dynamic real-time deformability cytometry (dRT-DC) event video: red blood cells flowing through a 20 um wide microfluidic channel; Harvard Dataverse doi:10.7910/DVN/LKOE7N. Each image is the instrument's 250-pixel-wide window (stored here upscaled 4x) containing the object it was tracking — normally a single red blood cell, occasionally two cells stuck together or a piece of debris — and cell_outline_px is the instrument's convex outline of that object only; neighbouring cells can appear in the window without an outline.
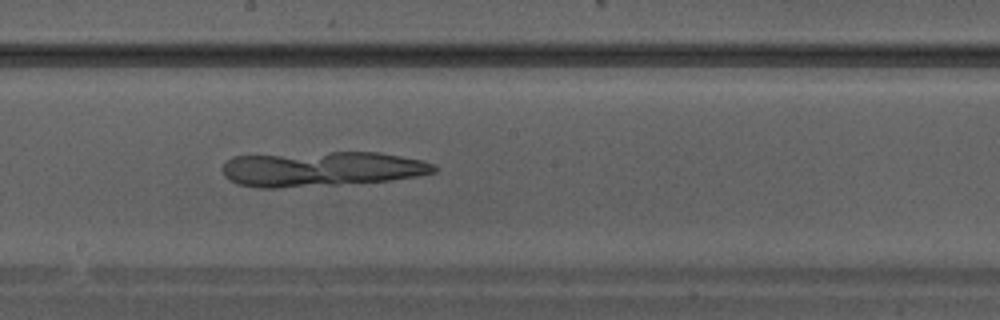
{"species": "Egyptian fruit bat (a non-hibernating species)", "species_latin": "Rousettus aegyptiacus", "temperature_condition": "warm", "stored_images_in_passage": 19, "camera_frame_rate_fps": 3000, "um_per_image_px": 0.085, "animal": {"sex": "male"}, "frame": {"image": 1, "passage_image": 19, "time_ms": 6.0, "image_size_px": [1000, 320], "cell_outline_px": [[440, 168], [436, 172], [416, 176], [388, 180], [336, 184], [276, 188], [256, 188], [240, 184], [224, 176], [224, 164], [232, 156], [332, 152], [380, 152], [424, 160], [436, 164]], "centroid_in_image_um": [27.39, 14.35], "position_along_channel_um": 220.8, "area_um2": 42.89}}